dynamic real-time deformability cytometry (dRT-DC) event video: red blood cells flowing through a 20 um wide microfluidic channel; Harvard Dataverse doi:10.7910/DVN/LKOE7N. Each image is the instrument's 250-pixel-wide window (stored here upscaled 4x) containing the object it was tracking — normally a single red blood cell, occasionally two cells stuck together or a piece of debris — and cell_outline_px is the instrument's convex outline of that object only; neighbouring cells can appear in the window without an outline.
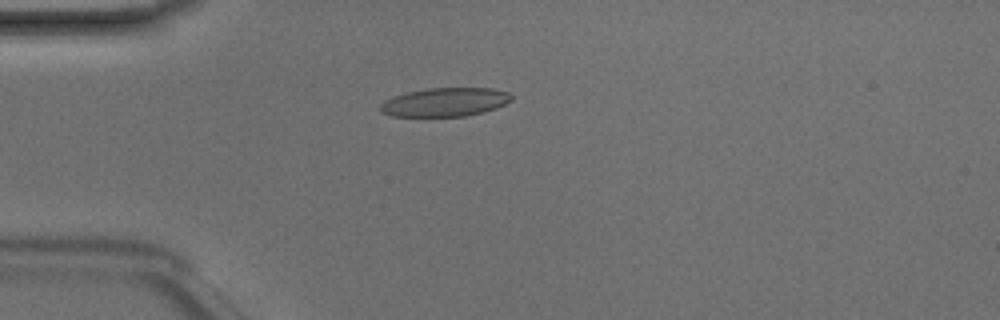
{"species": "Egyptian fruit bat (a non-hibernating species)", "species_latin": "Rousettus aegyptiacus", "temperature_condition": "room temperature", "stored_images_in_passage": 43, "camera_frame_rate_fps": 3000, "um_per_image_px": 0.085, "animal": {"sex": "male"}, "frame": {"image": 1, "passage_image": 8, "time_ms": 2.333, "image_size_px": [1000, 320], "cell_outline_px": [[512, 100], [496, 108], [484, 112], [464, 116], [392, 116], [380, 112], [380, 104], [384, 100], [408, 92], [428, 88], [492, 88], [508, 92], [512, 96]], "centroid_in_image_um": [37.83, 8.68], "position_along_channel_um": 47.2, "area_um2": 21.85}}
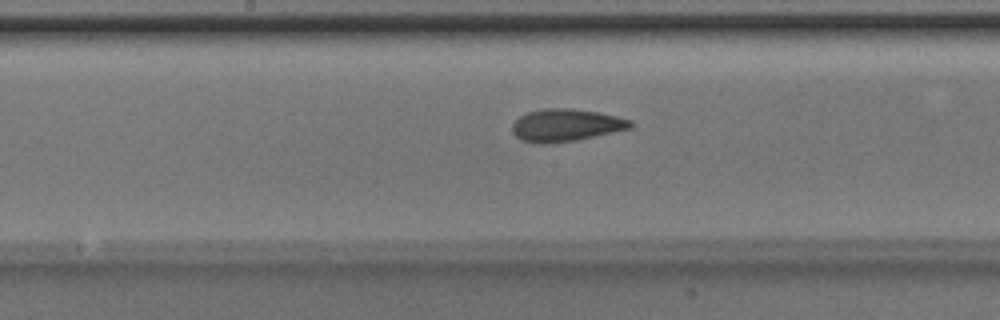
{"frame": {"image": 2, "passage_image": 20, "time_ms": 6.333, "image_size_px": [1000, 320], "cell_outline_px": [[636, 124], [632, 128], [576, 140], [548, 144], [532, 144], [520, 140], [512, 132], [512, 124], [520, 116], [528, 112], [544, 108], [572, 108], [596, 112], [616, 116], [632, 120]], "centroid_in_image_um": [48.09, 10.65], "position_along_channel_um": 200.1, "area_um2": 22.6}}
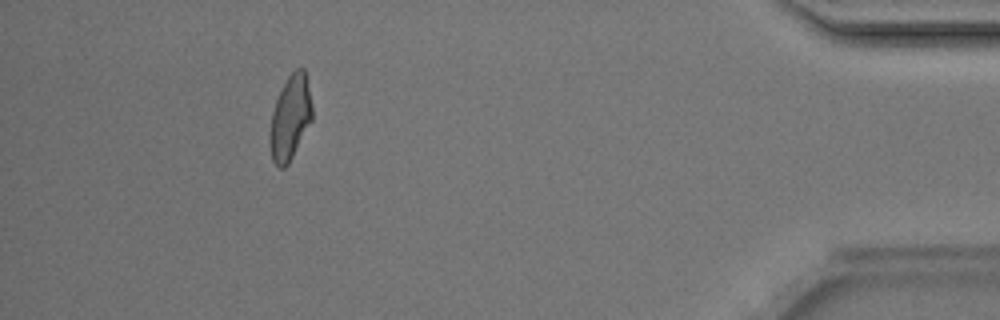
{"frame": {"image": 3, "passage_image": 39, "time_ms": 12.667, "image_size_px": [1000, 320], "cell_outline_px": [[312, 120], [288, 164], [284, 168], [280, 168], [272, 160], [272, 112], [280, 88], [288, 76], [296, 68], [304, 68], [312, 104]], "centroid_in_image_um": [24.71, 9.95], "position_along_channel_um": 410.5, "area_um2": 20.17}, "authors_computed_cell_mechanics": {"area_um2": 21.675, "velocity_mm_per_s": 4.2208, "shape_relaxation_time_tau1_ms": 4.0083, "shape_relaxation_time_tau2_ms": 1.2702, "deformation_change_tau1": 0.1318, "deformation_change_tau2": 0.069}}